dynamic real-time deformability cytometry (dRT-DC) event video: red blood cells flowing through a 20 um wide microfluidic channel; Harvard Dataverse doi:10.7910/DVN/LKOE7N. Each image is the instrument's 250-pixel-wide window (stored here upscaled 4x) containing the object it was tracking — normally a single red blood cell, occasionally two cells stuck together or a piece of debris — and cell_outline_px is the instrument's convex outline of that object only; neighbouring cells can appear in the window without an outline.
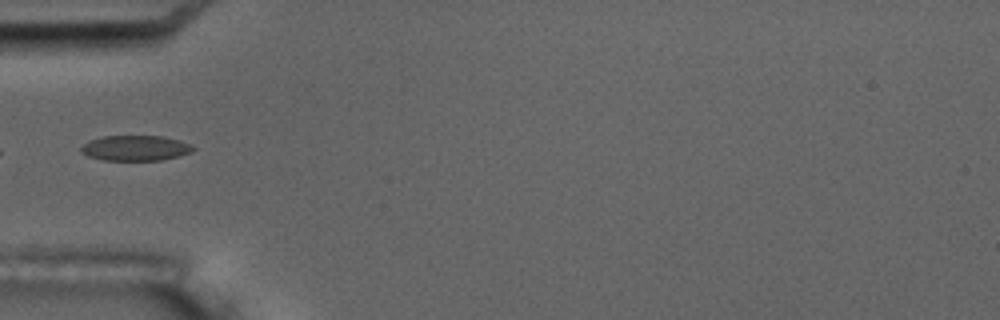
{"species": "common noctule bat (a hibernating species)", "species_latin": "Nyctalus noctula", "temperature_condition": "room temperature", "stored_images_in_passage": 5, "camera_frame_rate_fps": 3000, "um_per_image_px": 0.085, "animal": {"sex": "male", "body_mass_g": 17.5, "forearm_length_mm": 52.3}, "frame": {"image": 1, "passage_image": 5, "time_ms": 4.667, "image_size_px": [1000, 320], "cell_outline_px": [[196, 148], [192, 152], [180, 156], [160, 160], [104, 160], [88, 156], [80, 152], [80, 148], [88, 140], [104, 136], [164, 136], [180, 140]], "centroid_in_image_um": [11.51, 12.58], "position_along_channel_um": 73.5, "area_um2": 16.59}}